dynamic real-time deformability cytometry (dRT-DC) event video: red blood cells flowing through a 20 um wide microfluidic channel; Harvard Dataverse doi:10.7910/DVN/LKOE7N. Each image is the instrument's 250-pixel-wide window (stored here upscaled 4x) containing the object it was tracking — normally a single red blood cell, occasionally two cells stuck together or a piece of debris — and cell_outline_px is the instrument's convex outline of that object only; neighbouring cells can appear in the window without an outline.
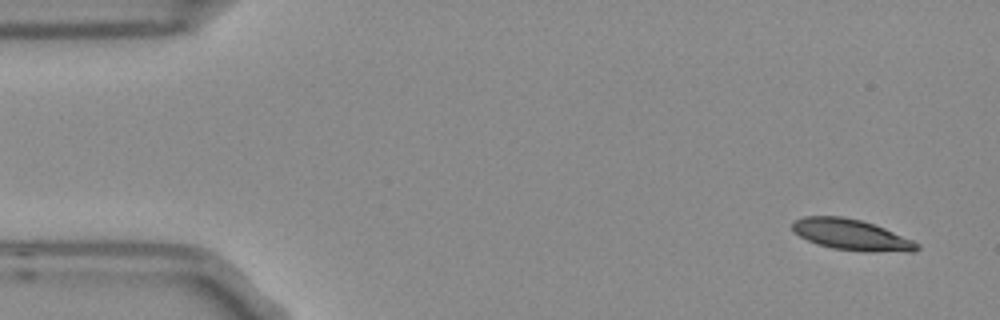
{"species": "Egyptian fruit bat (a non-hibernating species)", "species_latin": "Rousettus aegyptiacus", "temperature_condition": "room temperature", "stored_images_in_passage": 4, "camera_frame_rate_fps": 3000, "um_per_image_px": 0.085, "frame": {"image": 1, "passage_image": 1, "time_ms": 0.0, "image_size_px": [1000, 320], "cell_outline_px": [[920, 248], [912, 252], [868, 252], [832, 248], [816, 244], [800, 236], [792, 228], [792, 220], [804, 216], [844, 216], [860, 220], [884, 228], [912, 240], [920, 244]], "centroid_in_image_um": [72.37, 19.96], "position_along_channel_um": 12.6, "area_um2": 22.48}}
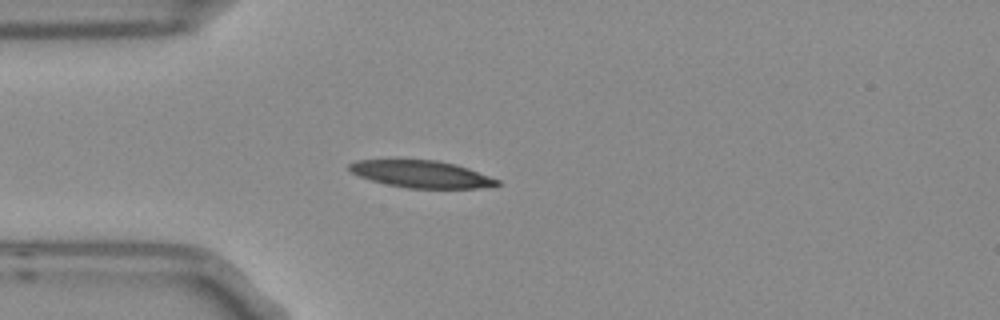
{"frame": {"image": 2, "passage_image": 4, "time_ms": 1.0, "image_size_px": [1000, 320], "cell_outline_px": [[500, 184], [480, 188], [408, 188], [388, 184], [372, 180], [360, 176], [352, 172], [348, 168], [348, 164], [356, 160], [436, 160], [456, 164], [468, 168], [500, 180]], "centroid_in_image_um": [35.83, 14.79], "position_along_channel_um": 49.2, "area_um2": 23.12}}